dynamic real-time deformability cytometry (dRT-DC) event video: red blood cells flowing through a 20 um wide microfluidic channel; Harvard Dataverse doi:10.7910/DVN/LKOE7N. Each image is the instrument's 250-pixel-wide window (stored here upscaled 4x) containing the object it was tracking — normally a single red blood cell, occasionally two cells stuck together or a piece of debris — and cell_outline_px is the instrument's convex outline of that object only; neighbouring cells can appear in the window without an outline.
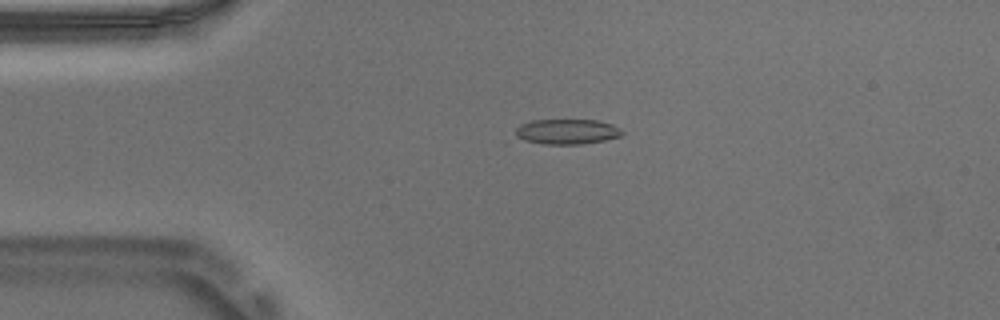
{"species": "Egyptian fruit bat (a non-hibernating species)", "species_latin": "Rousettus aegyptiacus", "temperature_condition": "warm", "stored_images_in_passage": 43, "camera_frame_rate_fps": 3000, "um_per_image_px": 0.085, "animal": {"sex": "male"}, "frame": {"image": 1, "passage_image": 1, "time_ms": 0.0, "image_size_px": [1000, 320], "cell_outline_px": [[624, 132], [620, 136], [604, 140], [580, 144], [504, 144], [504, 140], [520, 124], [532, 120], [596, 120], [612, 124], [620, 128]], "centroid_in_image_um": [47.81, 11.24], "position_along_channel_um": 37.2, "area_um2": 17.05}}
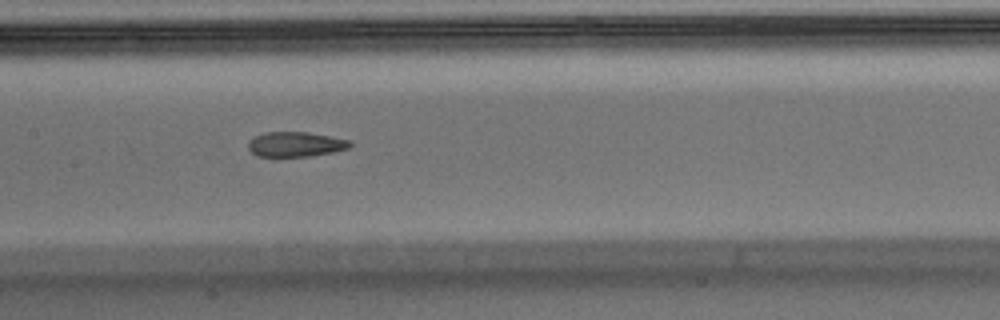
{"frame": {"image": 2, "passage_image": 15, "time_ms": 4.667, "image_size_px": [1000, 320], "cell_outline_px": [[352, 144], [348, 148], [332, 152], [308, 156], [256, 156], [248, 148], [248, 140], [264, 132], [308, 132], [352, 140]], "centroid_in_image_um": [25.12, 12.25], "position_along_channel_um": 182.3, "area_um2": 14.74}}
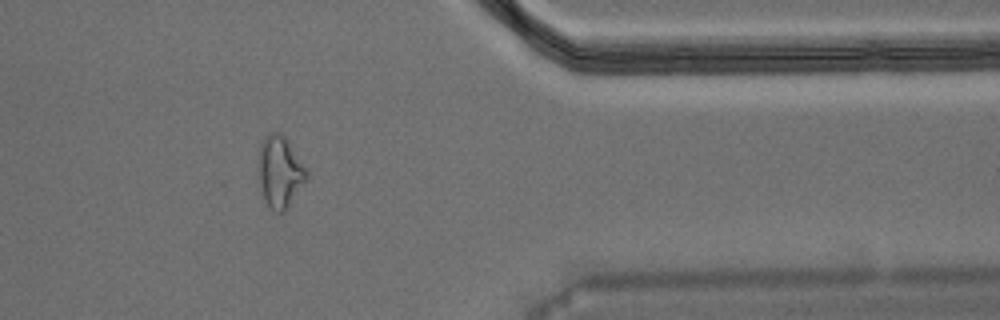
{"frame": {"image": 3, "passage_image": 33, "time_ms": 10.667, "image_size_px": [1000, 320], "cell_outline_px": [[308, 176], [284, 212], [276, 212], [264, 200], [256, 180], [256, 164], [260, 144], [268, 132], [280, 132], [288, 140], [308, 172]], "centroid_in_image_um": [23.71, 14.57], "position_along_channel_um": 387.7, "area_um2": 20.46}, "authors_computed_cell_mechanics": {"area_um2": 16.1262, "velocity_mm_per_s": 3.7385, "shape_relaxation_time_tau1_ms": null, "shape_relaxation_time_tau2_ms": 2.9662, "deformation_change_tau1": null, "deformation_change_tau2": 0.0908}}